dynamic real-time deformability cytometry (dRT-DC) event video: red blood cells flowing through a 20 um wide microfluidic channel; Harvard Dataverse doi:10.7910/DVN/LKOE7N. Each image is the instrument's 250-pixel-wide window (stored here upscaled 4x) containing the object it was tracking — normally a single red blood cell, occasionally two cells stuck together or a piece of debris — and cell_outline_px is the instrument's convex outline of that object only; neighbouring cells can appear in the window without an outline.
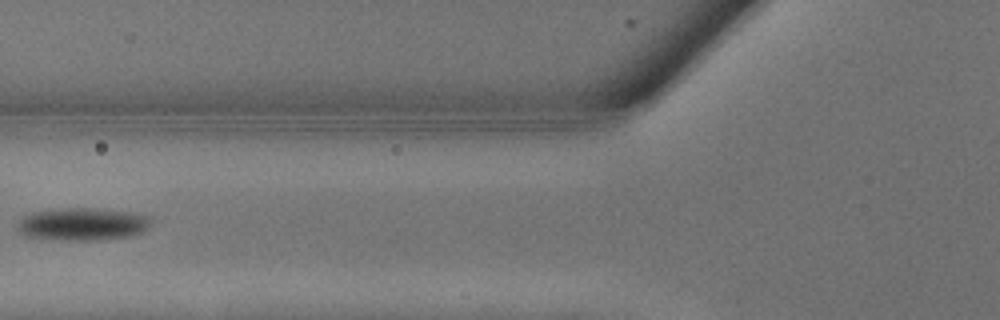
{"species": "common noctule bat (a hibernating species)", "species_latin": "Nyctalus noctula", "temperature_condition": "warm", "stored_images_in_passage": 18, "camera_frame_rate_fps": 3000, "um_per_image_px": 0.085, "animal": {"sex": "male", "body_mass_g": 13.3}, "frame": {"image": 1, "passage_image": 11, "time_ms": 3.333, "image_size_px": [1000, 320], "cell_outline_px": [[152, 220], [140, 232], [128, 236], [100, 240], [52, 240], [24, 236], [16, 232], [16, 224], [24, 216], [32, 212], [60, 208], [96, 208], [132, 212], [152, 216]], "centroid_in_image_um": [6.93, 19.05], "position_along_channel_um": 118.9, "area_um2": 25.72}}
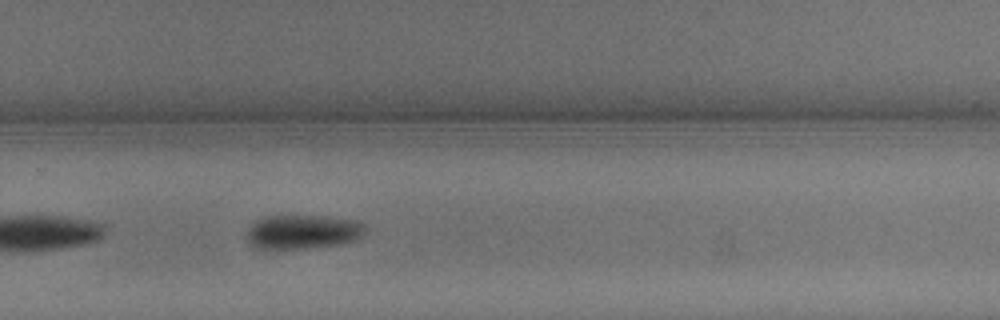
{"frame": {"image": 2, "passage_image": 18, "time_ms": 5.667, "image_size_px": [1000, 320], "cell_outline_px": [[364, 232], [356, 240], [340, 244], [308, 248], [256, 248], [244, 236], [248, 228], [256, 220], [264, 216], [324, 216], [360, 220], [364, 224]], "centroid_in_image_um": [25.73, 19.69], "position_along_channel_um": 304.1, "area_um2": 23.64}}